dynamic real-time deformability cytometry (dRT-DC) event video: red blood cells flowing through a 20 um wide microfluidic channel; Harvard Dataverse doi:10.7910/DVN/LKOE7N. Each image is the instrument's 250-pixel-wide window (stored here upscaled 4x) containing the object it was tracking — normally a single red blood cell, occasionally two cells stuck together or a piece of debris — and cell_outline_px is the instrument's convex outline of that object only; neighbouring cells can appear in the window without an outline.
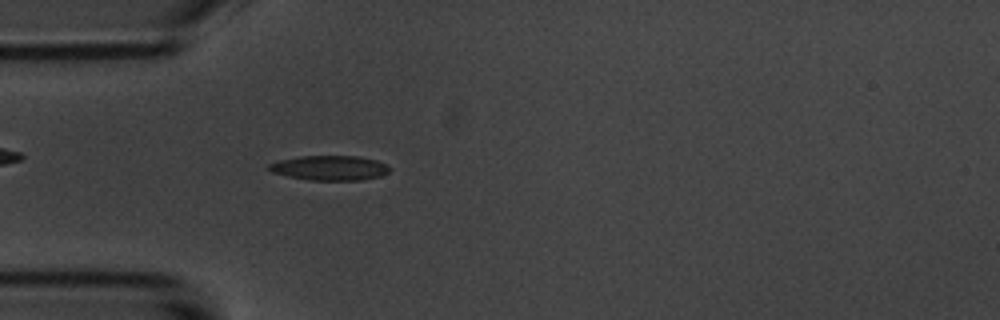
{"species": "common noctule bat (a hibernating species)", "species_latin": "Nyctalus noctula", "temperature_condition": "room temperature", "stored_images_in_passage": 4, "camera_frame_rate_fps": 3000, "um_per_image_px": 0.085, "animal": {"sex": "male", "body_mass_g": 20.1, "forearm_length_mm": 53.5}, "frame": {"image": 1, "passage_image": 4, "time_ms": 3.667, "image_size_px": [1000, 320], "cell_outline_px": [[392, 168], [388, 172], [380, 176], [360, 180], [308, 180], [288, 176], [272, 172], [268, 168], [268, 164], [280, 160], [300, 156], [360, 156], [376, 160]], "centroid_in_image_um": [28.03, 14.27], "position_along_channel_um": 57.0, "area_um2": 17.34}}